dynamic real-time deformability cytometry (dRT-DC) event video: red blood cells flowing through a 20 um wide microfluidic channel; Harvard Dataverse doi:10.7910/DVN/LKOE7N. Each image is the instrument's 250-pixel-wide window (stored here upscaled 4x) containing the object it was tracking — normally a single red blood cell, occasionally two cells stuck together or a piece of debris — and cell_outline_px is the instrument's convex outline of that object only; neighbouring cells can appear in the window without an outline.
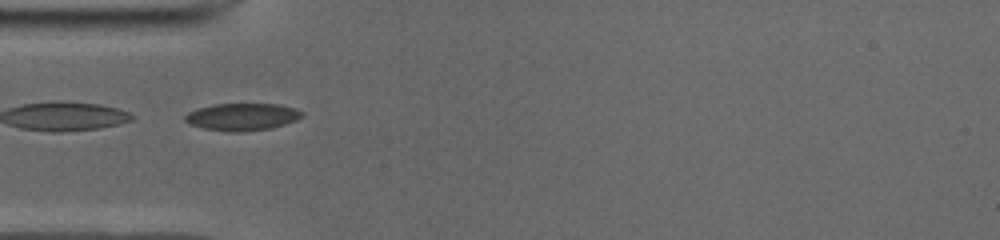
{"species": "common noctule bat (a hibernating species)", "species_latin": "Nyctalus noctula", "temperature_condition": "cold", "stored_images_in_passage": 33, "camera_frame_rate_fps": 3000, "um_per_image_px": 0.085, "animal": {"sex": "male", "body_mass_g": 19.0, "forearm_length_mm": 50.8}, "frame": {"image": 1, "passage_image": 1, "time_ms": 0.0, "image_size_px": [1000, 240], "cell_outline_px": [[304, 116], [296, 120], [284, 124], [268, 128], [240, 132], [236, 132], [204, 128], [192, 124], [184, 120], [184, 116], [188, 112], [196, 108], [216, 104], [280, 104], [296, 108], [304, 112]], "centroid_in_image_um": [20.61, 9.91], "position_along_channel_um": 64.4, "area_um2": 18.44}, "authors_computed_cell_mechanics": {"area_um2": 18.5538, "velocity_mm_per_s": 3.9334, "shape_relaxation_time_tau1_ms": 7.4615, "shape_relaxation_time_tau2_ms": 2.1056, "deformation_change_tau1": 0.1392, "deformation_change_tau2": 0.067}}